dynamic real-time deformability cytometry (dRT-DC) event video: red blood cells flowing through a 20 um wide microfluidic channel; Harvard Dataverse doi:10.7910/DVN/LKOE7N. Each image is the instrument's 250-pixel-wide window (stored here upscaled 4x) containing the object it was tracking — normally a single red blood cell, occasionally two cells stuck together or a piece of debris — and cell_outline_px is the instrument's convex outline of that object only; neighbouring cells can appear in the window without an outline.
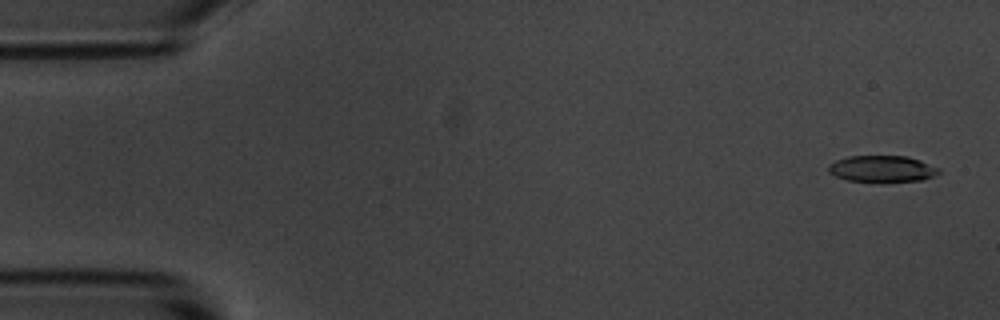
{"species": "common noctule bat (a hibernating species)", "species_latin": "Nyctalus noctula", "temperature_condition": "room temperature", "stored_images_in_passage": 14, "camera_frame_rate_fps": 3000, "um_per_image_px": 0.085, "animal": {"sex": "male", "body_mass_g": 20.1, "forearm_length_mm": 53.5}, "frame": {"image": 1, "passage_image": 2, "time_ms": 0.333, "image_size_px": [1000, 320], "cell_outline_px": [[940, 172], [936, 176], [924, 180], [880, 184], [848, 180], [836, 176], [828, 172], [828, 168], [836, 160], [848, 156], [908, 156], [920, 160], [940, 168]], "centroid_in_image_um": [75.04, 14.39], "position_along_channel_um": 10.0, "area_um2": 17.69}}